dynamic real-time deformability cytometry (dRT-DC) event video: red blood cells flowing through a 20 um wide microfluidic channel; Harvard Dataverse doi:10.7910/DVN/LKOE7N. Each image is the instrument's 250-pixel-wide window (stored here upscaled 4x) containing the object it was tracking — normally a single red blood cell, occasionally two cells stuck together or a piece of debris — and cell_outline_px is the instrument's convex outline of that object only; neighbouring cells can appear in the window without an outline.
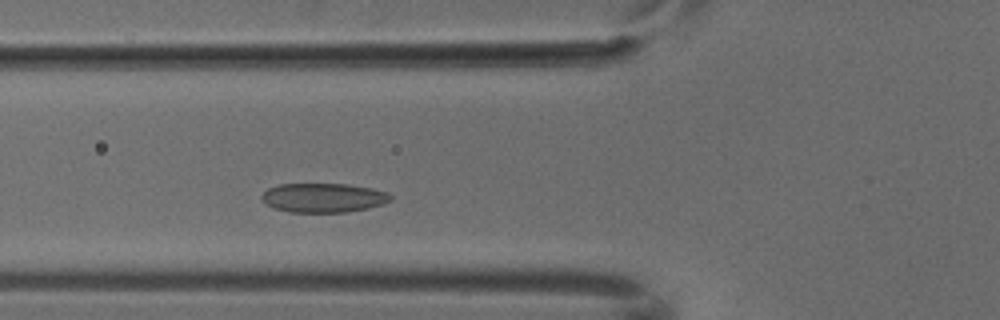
{"species": "common noctule bat (a hibernating species)", "species_latin": "Nyctalus noctula", "temperature_condition": "cold", "stored_images_in_passage": 3, "camera_frame_rate_fps": 3000, "um_per_image_px": 0.085, "animal": {"sex": "male", "body_mass_g": 18.8}, "frame": {"image": 1, "passage_image": 3, "time_ms": 0.667, "image_size_px": [1000, 320], "cell_outline_px": [[392, 200], [384, 204], [368, 208], [348, 212], [288, 212], [264, 204], [260, 196], [268, 188], [280, 184], [348, 184], [372, 188], [388, 192], [392, 196]], "centroid_in_image_um": [27.51, 16.81], "position_along_channel_um": 98.3, "area_um2": 22.14}}